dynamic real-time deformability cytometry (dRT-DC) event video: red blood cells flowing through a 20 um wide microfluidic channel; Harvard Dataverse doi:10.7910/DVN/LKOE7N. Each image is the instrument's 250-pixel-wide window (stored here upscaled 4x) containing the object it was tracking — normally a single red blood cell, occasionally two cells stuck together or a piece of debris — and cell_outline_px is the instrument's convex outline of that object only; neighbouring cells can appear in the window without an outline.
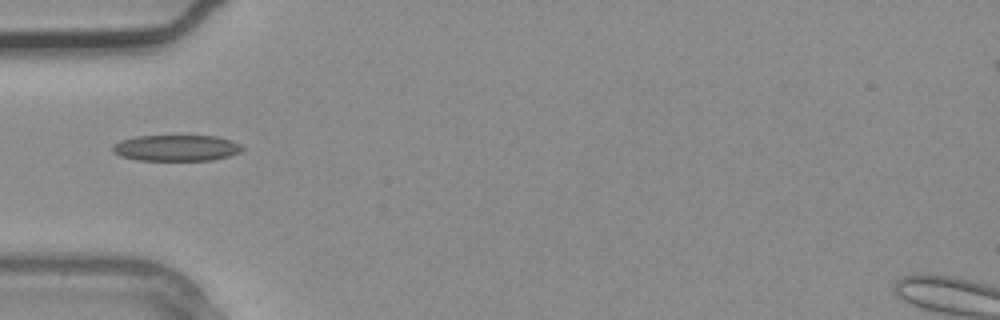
{"species": "common noctule bat (a hibernating species)", "species_latin": "Nyctalus noctula", "temperature_condition": "warm", "stored_images_in_passage": 2, "camera_frame_rate_fps": 3000, "um_per_image_px": 0.085, "animal": {"sex": "male", "body_mass_g": 20.4}, "frame": {"image": 1, "passage_image": 2, "time_ms": 0.333, "image_size_px": [1000, 320], "cell_outline_px": [[244, 148], [240, 152], [228, 156], [212, 160], [136, 160], [120, 156], [112, 148], [120, 140], [136, 136], [216, 136], [240, 144]], "centroid_in_image_um": [14.99, 12.58], "position_along_channel_um": 70.0, "area_um2": 19.48}}